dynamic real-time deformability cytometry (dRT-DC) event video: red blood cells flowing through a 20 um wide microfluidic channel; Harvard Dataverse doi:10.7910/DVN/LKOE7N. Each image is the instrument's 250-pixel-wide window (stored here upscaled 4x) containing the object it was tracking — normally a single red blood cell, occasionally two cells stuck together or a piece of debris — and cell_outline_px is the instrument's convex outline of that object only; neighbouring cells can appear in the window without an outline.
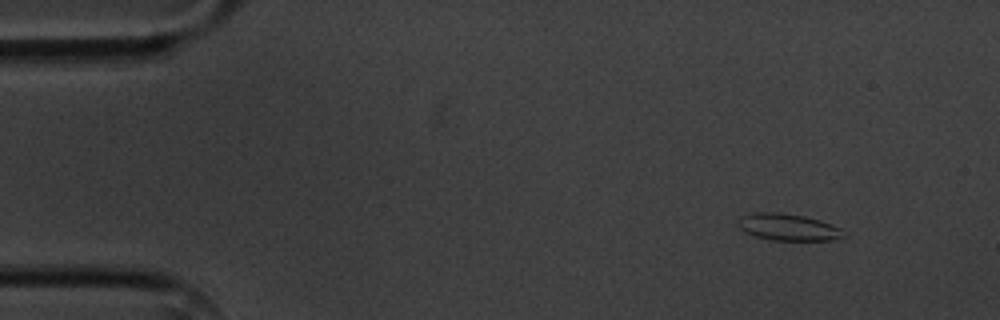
{"species": "common noctule bat (a hibernating species)", "species_latin": "Nyctalus noctula", "temperature_condition": "cold", "stored_images_in_passage": 3, "segment_of_instrument_passage": [1, 2], "camera_frame_rate_fps": 3000, "um_per_image_px": 0.085, "animal": {"sex": "male", "body_mass_g": 20.1, "forearm_length_mm": 53.5}, "frame": {"image": 1, "passage_image": 1, "time_ms": 0.0, "image_size_px": [1000, 320], "cell_outline_px": [[848, 236], [832, 240], [772, 240], [756, 236], [744, 232], [740, 228], [740, 216], [756, 212], [776, 212], [804, 216], [820, 220], [832, 224], [840, 228]], "centroid_in_image_um": [67.04, 19.31], "position_along_channel_um": 18.0, "area_um2": 16.42}}